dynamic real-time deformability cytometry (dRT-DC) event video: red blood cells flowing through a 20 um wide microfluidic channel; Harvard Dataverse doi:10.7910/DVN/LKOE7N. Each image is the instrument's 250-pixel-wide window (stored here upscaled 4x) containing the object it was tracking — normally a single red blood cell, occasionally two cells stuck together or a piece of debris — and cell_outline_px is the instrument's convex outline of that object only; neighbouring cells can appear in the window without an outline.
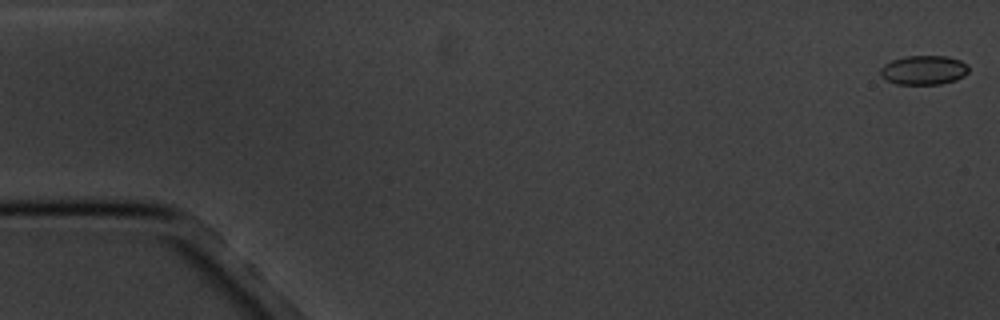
{"species": "common noctule bat (a hibernating species)", "species_latin": "Nyctalus noctula", "temperature_condition": "cold", "stored_images_in_passage": 16, "camera_frame_rate_fps": 3000, "um_per_image_px": 0.085, "animal": {"sex": "male", "body_mass_g": 20.1, "forearm_length_mm": 53.5}, "frame": {"image": 1, "passage_image": 1, "time_ms": 0.0, "image_size_px": [1000, 320], "cell_outline_px": [[968, 72], [964, 76], [956, 80], [940, 84], [896, 84], [880, 76], [880, 68], [884, 64], [892, 60], [904, 56], [948, 56], [960, 60], [968, 64]], "centroid_in_image_um": [78.52, 5.95], "position_along_channel_um": 6.5, "area_um2": 15.14}}
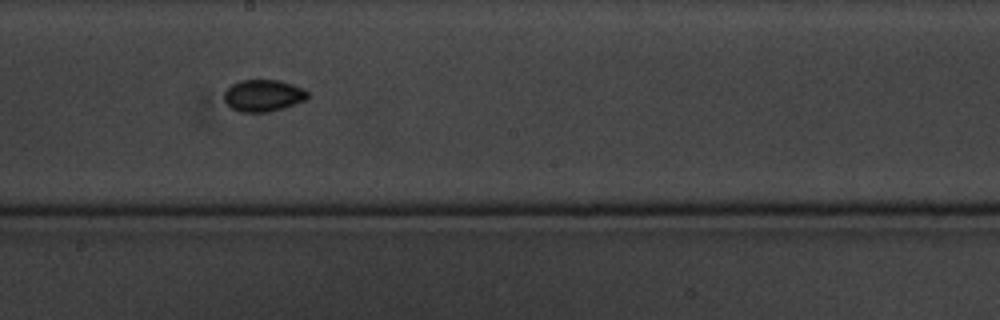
{"frame": {"image": 2, "passage_image": 10, "time_ms": 10.333, "image_size_px": [1000, 320], "cell_outline_px": [[308, 96], [304, 100], [296, 104], [284, 108], [268, 112], [240, 112], [232, 108], [224, 100], [224, 92], [232, 84], [240, 80], [280, 80], [304, 88], [308, 92]], "centroid_in_image_um": [22.38, 8.12], "position_along_channel_um": 225.8, "area_um2": 15.55}}
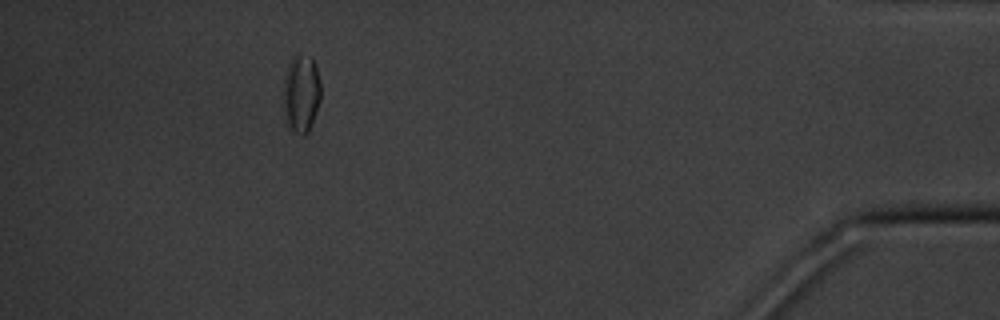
{"frame": {"image": 3, "passage_image": 16, "time_ms": 17.333, "image_size_px": [1000, 320], "cell_outline_px": [[320, 100], [308, 132], [304, 136], [300, 136], [288, 124], [284, 108], [284, 76], [288, 64], [292, 56], [312, 56], [316, 68], [320, 84]], "centroid_in_image_um": [25.6, 7.93], "position_along_channel_um": 409.6, "area_um2": 16.65}, "authors_computed_cell_mechanics": {"area_um2": 14.9413, "velocity_mm_per_s": 3.4273, "shape_relaxation_time_tau1_ms": 2.3311, "shape_relaxation_time_tau2_ms": null, "deformation_change_tau1": 0.0376, "deformation_change_tau2": null}}